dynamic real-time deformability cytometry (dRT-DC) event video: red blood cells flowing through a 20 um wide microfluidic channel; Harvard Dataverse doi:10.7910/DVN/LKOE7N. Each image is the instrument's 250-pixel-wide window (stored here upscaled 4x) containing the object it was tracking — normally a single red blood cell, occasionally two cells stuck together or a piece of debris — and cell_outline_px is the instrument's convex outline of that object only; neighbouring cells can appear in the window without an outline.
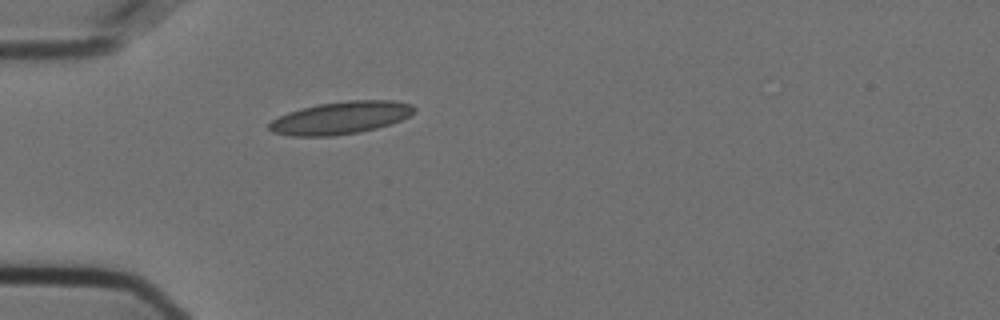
{"species": "Egyptian fruit bat (a non-hibernating species)", "species_latin": "Rousettus aegyptiacus", "temperature_condition": "cold", "stored_images_in_passage": 5, "camera_frame_rate_fps": 3000, "um_per_image_px": 0.085, "animal": {"sex": "female"}, "frame": {"image": 1, "passage_image": 1, "time_ms": 0.0, "image_size_px": [1000, 320], "cell_outline_px": [[416, 108], [408, 116], [400, 120], [376, 128], [360, 132], [332, 136], [292, 136], [272, 132], [268, 128], [268, 124], [272, 120], [288, 112], [300, 108], [320, 104], [348, 100], [392, 100], [412, 104]], "centroid_in_image_um": [28.93, 10.01], "position_along_channel_um": 56.1, "area_um2": 27.34}}